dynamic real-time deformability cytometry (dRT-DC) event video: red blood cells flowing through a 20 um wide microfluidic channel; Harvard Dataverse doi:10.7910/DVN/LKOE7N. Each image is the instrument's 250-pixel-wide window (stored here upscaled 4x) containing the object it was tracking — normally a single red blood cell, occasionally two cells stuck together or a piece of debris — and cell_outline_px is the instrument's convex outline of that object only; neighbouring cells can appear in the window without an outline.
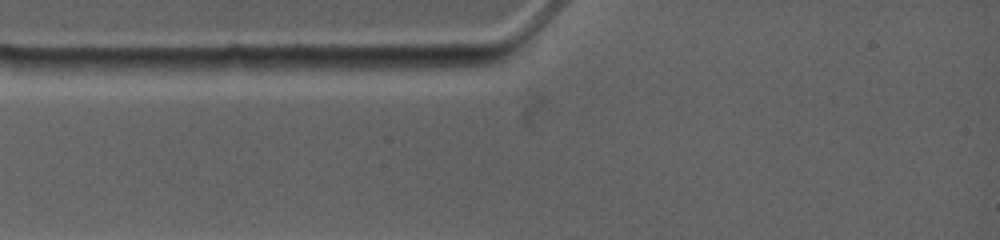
{"species": "common noctule bat (a hibernating species)", "species_latin": "Nyctalus noctula", "temperature_condition": "warm", "stored_images_in_passage": 1, "camera_frame_rate_fps": 4500, "um_per_image_px": 0.085, "animal": {"sex": "female", "body_mass_g": 19.0, "forearm_length_mm": 53.3}, "frame": {"image": 1, "passage_image": 1, "time_ms": 0.0, "image_size_px": [1000, 240], "cell_outline_px": [[272, 68], [152, 76], [152, 68], [160, 60], [228, 56], [264, 56], [272, 64]], "centroid_in_image_um": [17.83, 5.52], "position_along_channel_um": 67.2, "area_um2": 12.2}}